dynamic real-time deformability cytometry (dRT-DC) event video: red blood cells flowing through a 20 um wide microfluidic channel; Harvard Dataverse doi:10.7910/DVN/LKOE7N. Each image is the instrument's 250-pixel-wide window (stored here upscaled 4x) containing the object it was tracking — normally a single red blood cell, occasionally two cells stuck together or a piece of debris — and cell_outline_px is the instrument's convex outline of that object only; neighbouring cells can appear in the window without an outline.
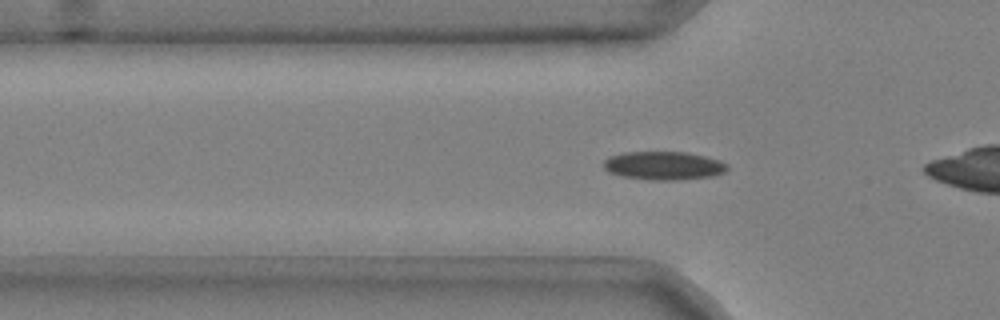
{"species": "common noctule bat (a hibernating species)", "species_latin": "Nyctalus noctula", "temperature_condition": "cold", "stored_images_in_passage": 42, "camera_frame_rate_fps": 3000, "um_per_image_px": 0.085, "animal": {"sex": "male", "body_mass_g": 20.4}, "frame": {"image": 1, "passage_image": 16, "time_ms": 5.0, "image_size_px": [1000, 320], "cell_outline_px": [[728, 168], [724, 172], [712, 176], [676, 180], [652, 180], [624, 176], [608, 172], [604, 168], [604, 160], [608, 156], [624, 152], [688, 152], [720, 160], [728, 164]], "centroid_in_image_um": [56.41, 14.07], "position_along_channel_um": 69.4, "area_um2": 20.46}}
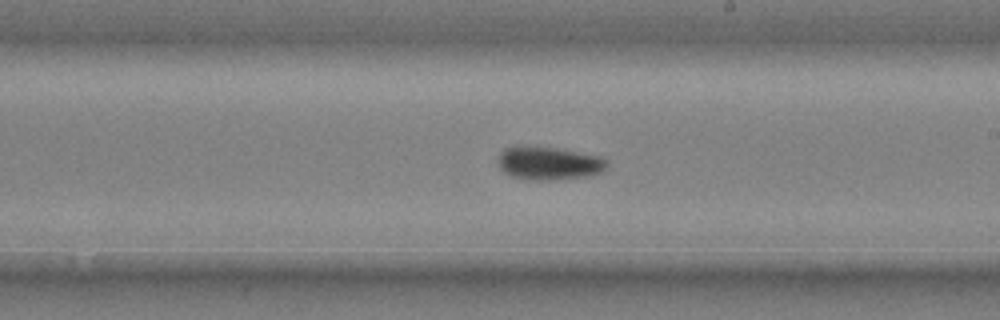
{"frame": {"image": 2, "passage_image": 30, "time_ms": 9.667, "image_size_px": [1000, 320], "cell_outline_px": [[608, 168], [592, 176], [556, 180], [528, 180], [512, 176], [504, 172], [500, 168], [500, 152], [504, 148], [520, 144], [556, 148], [600, 156], [608, 160]], "centroid_in_image_um": [46.68, 13.87], "position_along_channel_um": 242.3, "area_um2": 21.5}}
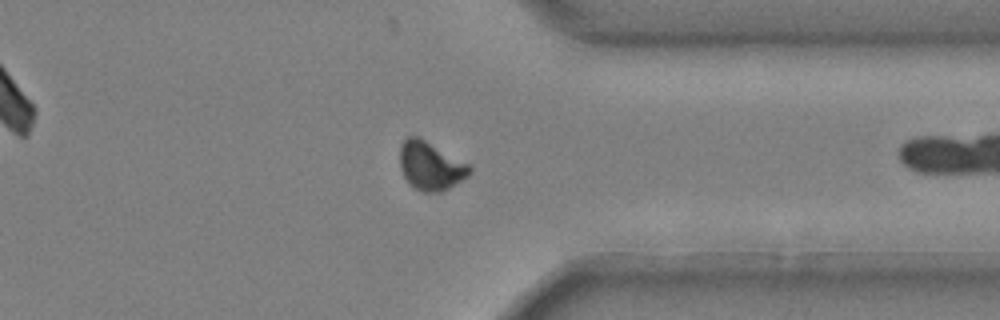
{"frame": {"image": 3, "passage_image": 41, "time_ms": 13.333, "image_size_px": [1000, 320], "cell_outline_px": [[472, 172], [468, 176], [448, 188], [440, 192], [424, 192], [412, 188], [408, 184], [400, 168], [400, 144], [408, 136], [420, 136], [472, 164]], "centroid_in_image_um": [36.62, 14.07], "position_along_channel_um": 374.8, "area_um2": 20.29}}